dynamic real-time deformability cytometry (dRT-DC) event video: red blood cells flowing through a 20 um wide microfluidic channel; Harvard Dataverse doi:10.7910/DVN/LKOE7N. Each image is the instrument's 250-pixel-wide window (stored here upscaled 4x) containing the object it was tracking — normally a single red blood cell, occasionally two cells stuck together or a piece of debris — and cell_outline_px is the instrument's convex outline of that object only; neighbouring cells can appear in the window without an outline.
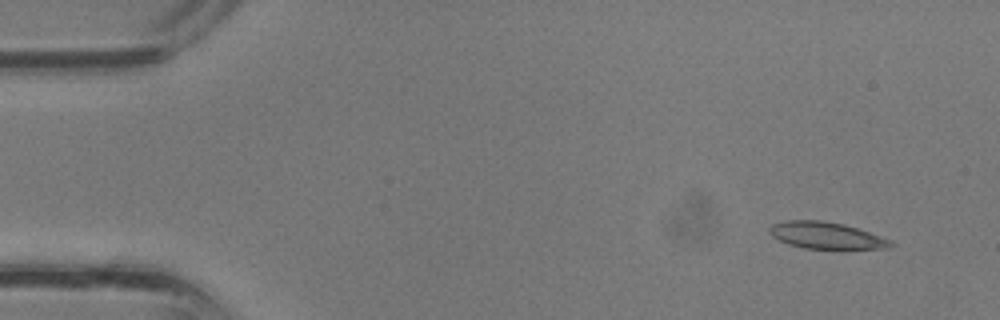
{"species": "common noctule bat (a hibernating species)", "species_latin": "Nyctalus noctula", "temperature_condition": "room temperature", "stored_images_in_passage": 9, "camera_frame_rate_fps": 3000, "um_per_image_px": 0.085, "animal": {"sex": "male", "body_mass_g": 13.3}, "frame": {"image": 1, "passage_image": 1, "time_ms": 0.0, "image_size_px": [1000, 320], "cell_outline_px": [[896, 244], [888, 248], [804, 248], [788, 244], [772, 236], [768, 232], [768, 228], [772, 224], [784, 220], [820, 220], [844, 224], [892, 240]], "centroid_in_image_um": [70.19, 20.0], "position_along_channel_um": 14.8, "area_um2": 18.73}}